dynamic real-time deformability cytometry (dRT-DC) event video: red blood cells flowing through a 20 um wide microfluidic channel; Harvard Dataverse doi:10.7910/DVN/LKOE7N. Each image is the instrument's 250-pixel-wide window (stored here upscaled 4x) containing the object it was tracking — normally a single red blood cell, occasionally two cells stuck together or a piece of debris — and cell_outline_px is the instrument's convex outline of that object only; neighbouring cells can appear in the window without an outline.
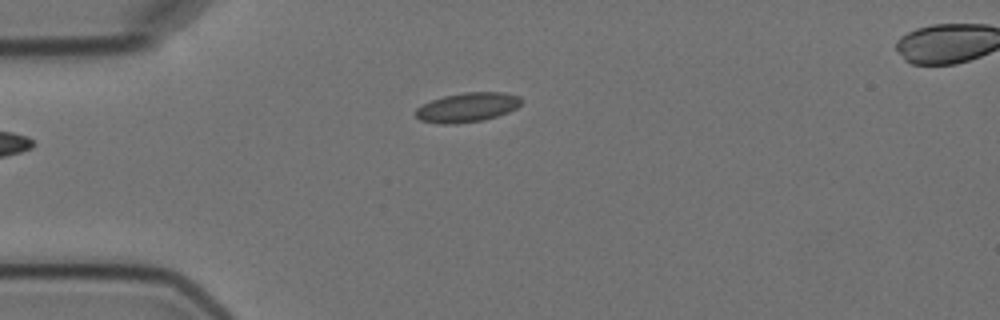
{"species": "Egyptian fruit bat (a non-hibernating species)", "species_latin": "Rousettus aegyptiacus", "temperature_condition": "cold", "stored_images_in_passage": 5, "camera_frame_rate_fps": 3000, "um_per_image_px": 0.085, "animal": {"sex": "female"}, "frame": {"image": 1, "passage_image": 5, "time_ms": 4.667, "image_size_px": [1000, 320], "cell_outline_px": [[524, 100], [516, 108], [508, 112], [484, 120], [456, 124], [440, 124], [420, 120], [416, 116], [416, 108], [432, 100], [444, 96], [464, 92], [504, 92], [520, 96]], "centroid_in_image_um": [39.75, 9.12], "position_along_channel_um": 45.3, "area_um2": 18.15}}